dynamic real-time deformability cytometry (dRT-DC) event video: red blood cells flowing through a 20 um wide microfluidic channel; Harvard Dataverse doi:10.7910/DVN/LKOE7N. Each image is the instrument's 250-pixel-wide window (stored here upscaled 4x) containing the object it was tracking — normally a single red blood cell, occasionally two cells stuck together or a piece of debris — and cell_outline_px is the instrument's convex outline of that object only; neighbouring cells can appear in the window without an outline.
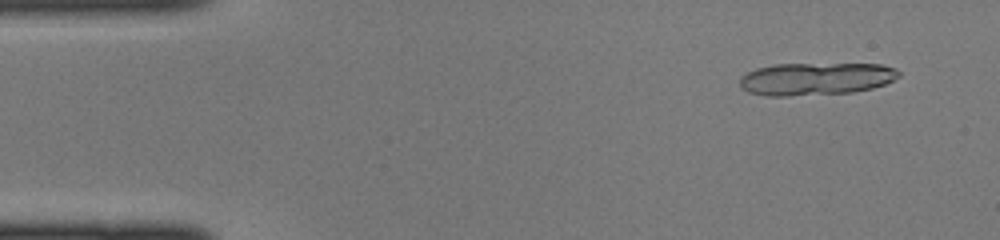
{"species": "common noctule bat (a hibernating species)", "species_latin": "Nyctalus noctula", "temperature_condition": "cold", "stored_images_in_passage": 13, "camera_frame_rate_fps": 3000, "um_per_image_px": 0.085, "animal": {"sex": "female", "body_mass_g": 22.0, "forearm_length_mm": 56.7}, "frame": {"image": 1, "passage_image": 3, "time_ms": 0.667, "image_size_px": [1000, 240], "cell_outline_px": [[900, 76], [884, 84], [872, 88], [852, 92], [788, 96], [768, 96], [748, 92], [740, 88], [740, 76], [756, 68], [776, 64], [880, 64], [896, 68], [900, 72]], "centroid_in_image_um": [69.33, 6.7], "position_along_channel_um": 15.7, "area_um2": 30.23}}